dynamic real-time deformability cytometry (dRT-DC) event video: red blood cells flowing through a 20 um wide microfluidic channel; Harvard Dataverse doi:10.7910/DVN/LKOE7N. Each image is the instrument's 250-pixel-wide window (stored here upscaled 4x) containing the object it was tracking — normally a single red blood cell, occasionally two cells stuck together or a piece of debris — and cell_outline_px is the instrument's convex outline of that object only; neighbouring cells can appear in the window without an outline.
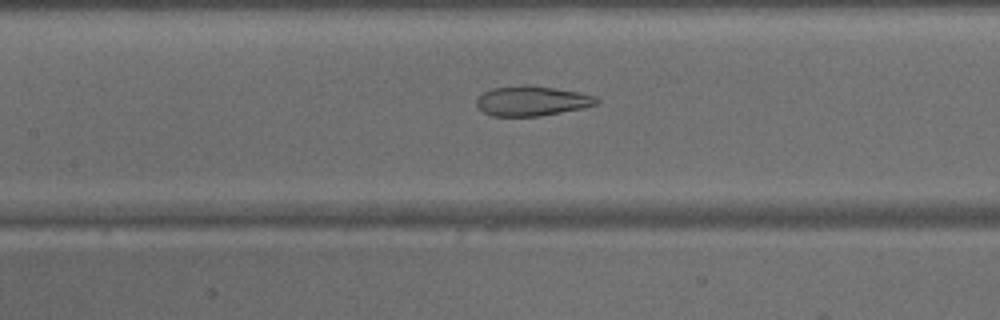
{"species": "common noctule bat (a hibernating species)", "species_latin": "Nyctalus noctula", "temperature_condition": "warm", "stored_images_in_passage": 38, "camera_frame_rate_fps": 3000, "um_per_image_px": 0.085, "animal": {"sex": "male", "body_mass_g": 15.6}, "frame": {"image": 1, "passage_image": 12, "time_ms": 3.667, "image_size_px": [1000, 320], "cell_outline_px": [[600, 100], [596, 104], [580, 108], [540, 116], [492, 116], [484, 112], [476, 104], [476, 100], [484, 92], [492, 88], [552, 88], [576, 92], [596, 96]], "centroid_in_image_um": [45.21, 8.63], "position_along_channel_um": 162.2, "area_um2": 19.71}}
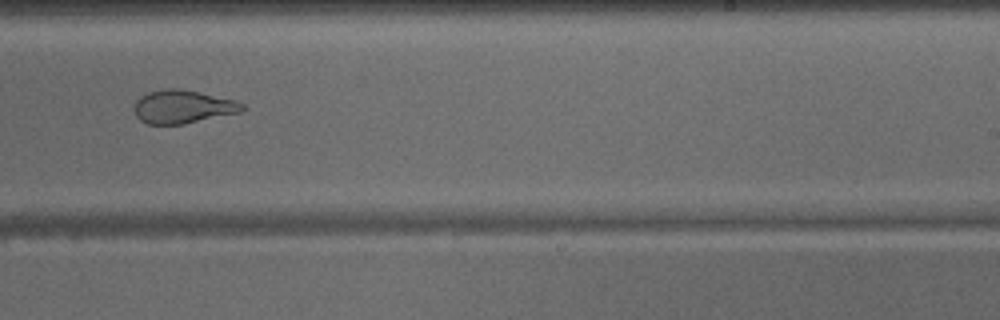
{"frame": {"image": 2, "passage_image": 20, "time_ms": 6.333, "image_size_px": [1000, 320], "cell_outline_px": [[248, 108], [240, 112], [184, 124], [148, 124], [140, 120], [136, 116], [136, 100], [140, 96], [148, 92], [164, 88], [176, 88], [200, 92], [236, 100], [244, 104]], "centroid_in_image_um": [15.57, 9.06], "position_along_channel_um": 273.4, "area_um2": 20.98}}
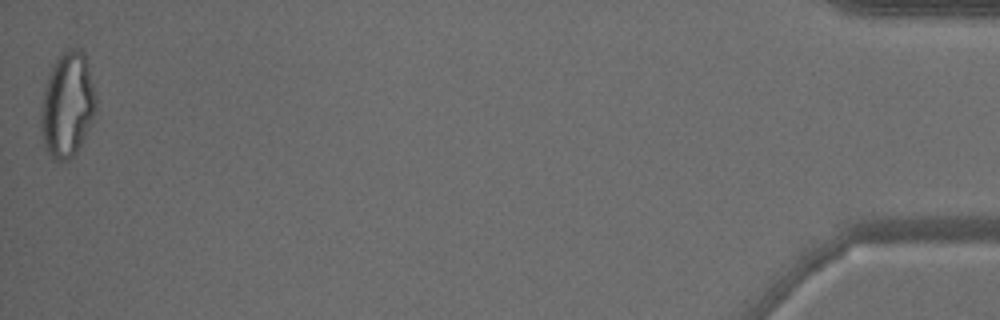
{"frame": {"image": 3, "passage_image": 38, "time_ms": 12.333, "image_size_px": [1000, 320], "cell_outline_px": [[96, 112], [76, 152], [68, 160], [56, 160], [44, 148], [40, 124], [40, 112], [44, 88], [48, 76], [56, 56], [64, 48], [76, 48], [84, 56], [88, 64], [96, 100]], "centroid_in_image_um": [5.7, 8.88], "position_along_channel_um": 429.5, "area_um2": 33.52}}